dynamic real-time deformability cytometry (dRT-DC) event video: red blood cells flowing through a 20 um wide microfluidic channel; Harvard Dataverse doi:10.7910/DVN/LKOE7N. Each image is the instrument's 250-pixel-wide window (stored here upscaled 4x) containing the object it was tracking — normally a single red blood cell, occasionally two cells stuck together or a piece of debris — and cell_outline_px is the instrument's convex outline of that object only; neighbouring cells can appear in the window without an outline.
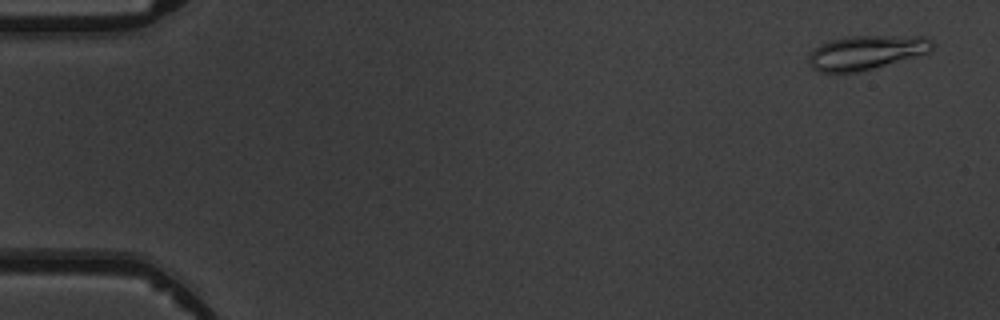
{"species": "common noctule bat (a hibernating species)", "species_latin": "Nyctalus noctula", "temperature_condition": "warm", "stored_images_in_passage": 7, "camera_frame_rate_fps": 3000, "um_per_image_px": 0.085, "animal": {"sex": "male", "body_mass_g": 19.5, "forearm_length_mm": 54.6}, "frame": {"image": 1, "passage_image": 1, "time_ms": 0.0, "image_size_px": [1000, 320], "cell_outline_px": [[932, 48], [928, 52], [872, 68], [856, 72], [820, 72], [812, 68], [808, 64], [808, 56], [820, 44], [828, 40], [844, 36], [924, 36], [932, 40]], "centroid_in_image_um": [73.57, 4.44], "position_along_channel_um": 11.4, "area_um2": 24.33}}
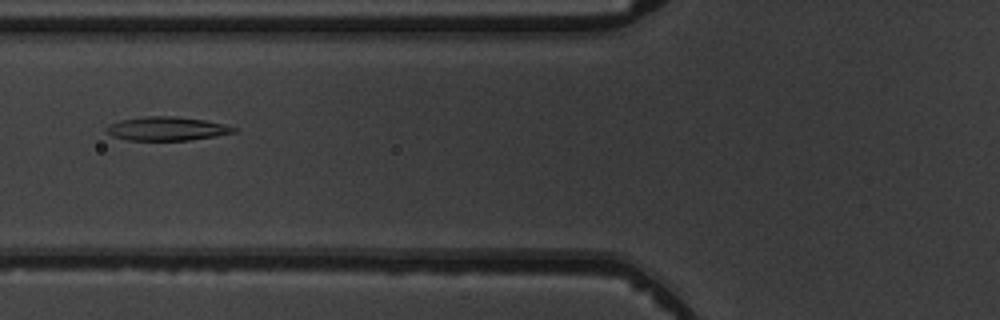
{"frame": {"image": 2, "passage_image": 6, "time_ms": 6.0, "image_size_px": [1000, 320], "cell_outline_px": [[236, 132], [216, 136], [188, 140], [128, 140], [112, 136], [104, 128], [108, 124], [120, 120], [144, 116], [176, 116], [204, 120], [224, 124], [236, 128]], "centroid_in_image_um": [14.15, 10.93], "position_along_channel_um": 111.6, "area_um2": 17.63}}
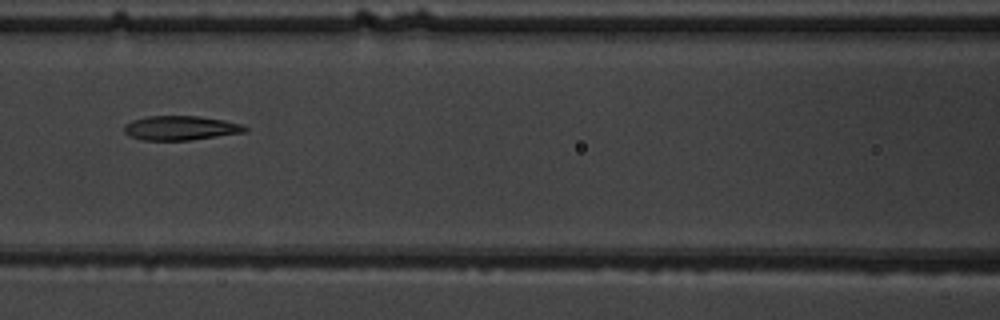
{"frame": {"image": 3, "passage_image": 7, "time_ms": 7.0, "image_size_px": [1000, 320], "cell_outline_px": [[248, 132], [192, 140], [144, 140], [128, 136], [124, 132], [124, 124], [132, 120], [148, 116], [200, 116], [224, 120], [240, 124], [248, 128]], "centroid_in_image_um": [15.35, 10.88], "position_along_channel_um": 151.2, "area_um2": 17.28}}